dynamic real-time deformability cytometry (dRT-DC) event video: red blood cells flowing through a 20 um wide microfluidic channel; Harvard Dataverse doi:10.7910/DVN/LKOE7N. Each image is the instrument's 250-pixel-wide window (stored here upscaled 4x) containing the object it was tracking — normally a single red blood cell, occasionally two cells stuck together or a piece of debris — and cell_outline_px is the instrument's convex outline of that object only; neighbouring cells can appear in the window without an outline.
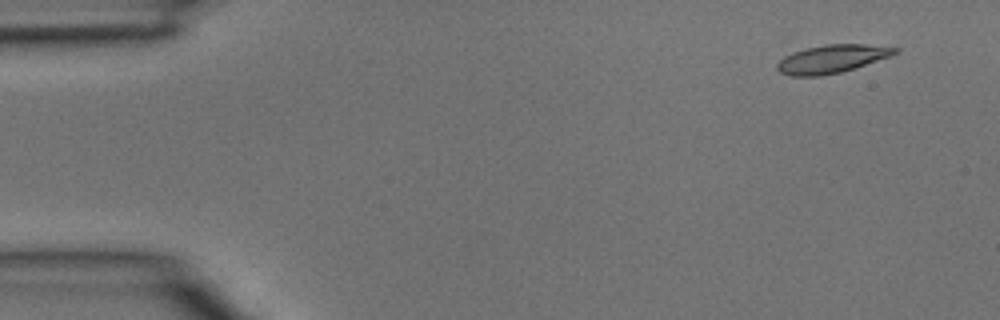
{"species": "common noctule bat (a hibernating species)", "species_latin": "Nyctalus noctula", "temperature_condition": "room temperature", "stored_images_in_passage": 5, "camera_frame_rate_fps": 3000, "um_per_image_px": 0.085, "animal": {"sex": "male", "body_mass_g": 15.6}, "frame": {"image": 1, "passage_image": 1, "time_ms": 0.0, "image_size_px": [1000, 320], "cell_outline_px": [[900, 52], [892, 56], [856, 68], [840, 72], [820, 76], [792, 76], [780, 72], [776, 68], [776, 64], [784, 56], [792, 52], [824, 44], [864, 44], [900, 48]], "centroid_in_image_um": [70.75, 5.0], "position_along_channel_um": 14.3, "area_um2": 19.48}}
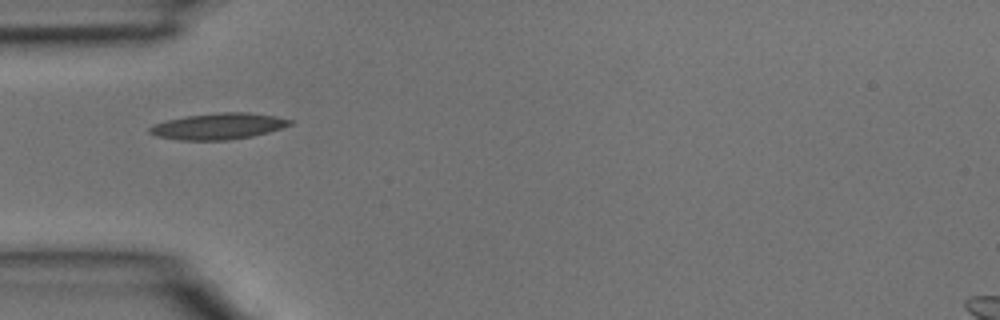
{"frame": {"image": 2, "passage_image": 4, "time_ms": 1.0, "image_size_px": [1000, 320], "cell_outline_px": [[296, 120], [292, 124], [268, 132], [252, 136], [228, 140], [180, 140], [156, 136], [148, 132], [148, 128], [152, 124], [164, 120], [184, 116], [220, 112], [248, 112], [276, 116]], "centroid_in_image_um": [18.54, 10.72], "position_along_channel_um": 66.5, "area_um2": 21.68}}